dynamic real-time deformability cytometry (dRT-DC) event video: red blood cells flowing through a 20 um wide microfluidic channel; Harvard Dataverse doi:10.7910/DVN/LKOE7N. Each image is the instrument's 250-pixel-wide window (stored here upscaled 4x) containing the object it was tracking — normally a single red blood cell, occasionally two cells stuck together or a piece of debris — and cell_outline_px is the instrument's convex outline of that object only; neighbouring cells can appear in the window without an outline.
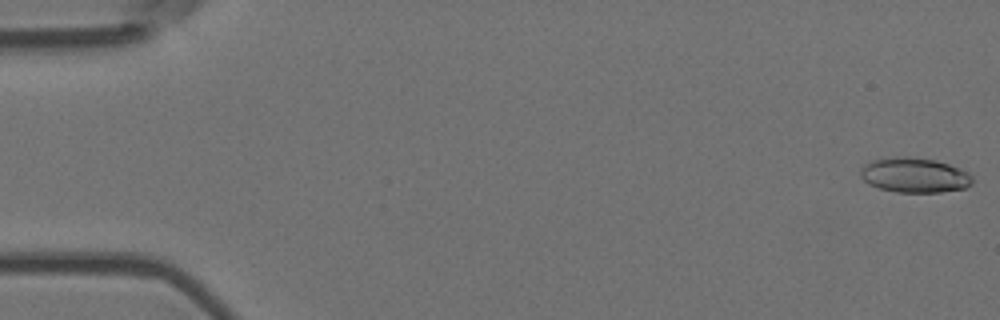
{"species": "Egyptian fruit bat (a non-hibernating species)", "species_latin": "Rousettus aegyptiacus", "temperature_condition": "room temperature", "stored_images_in_passage": 48, "camera_frame_rate_fps": 3000, "um_per_image_px": 0.085, "animal": {"sex": "female"}, "frame": {"image": 1, "passage_image": 1, "time_ms": 0.0, "image_size_px": [1000, 320], "cell_outline_px": [[972, 184], [964, 188], [940, 192], [896, 192], [880, 188], [868, 184], [860, 176], [860, 168], [872, 160], [896, 156], [908, 156], [936, 160], [960, 168], [968, 172], [972, 176]], "centroid_in_image_um": [77.72, 14.88], "position_along_channel_um": 7.3, "area_um2": 22.83}}
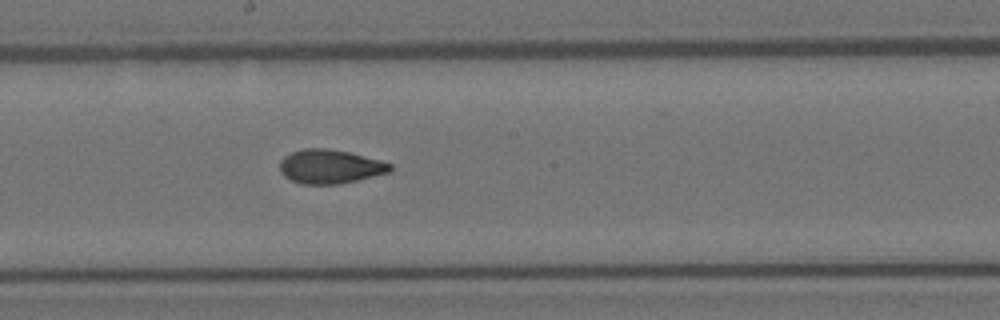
{"frame": {"image": 2, "passage_image": 30, "time_ms": 9.667, "image_size_px": [1000, 320], "cell_outline_px": [[392, 168], [388, 172], [340, 184], [300, 184], [284, 176], [280, 172], [280, 160], [284, 156], [292, 152], [304, 148], [328, 148], [348, 152], [380, 160], [392, 164]], "centroid_in_image_um": [28.01, 14.15], "position_along_channel_um": 220.2, "area_um2": 21.73}}
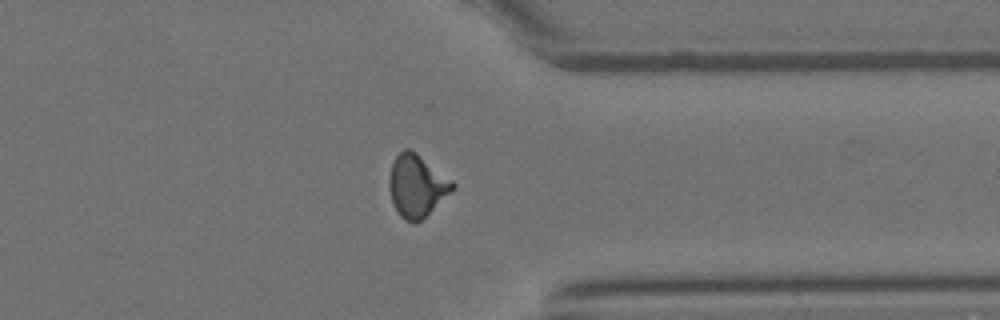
{"frame": {"image": 3, "passage_image": 43, "time_ms": 14.0, "image_size_px": [1000, 320], "cell_outline_px": [[456, 188], [416, 224], [404, 220], [400, 216], [392, 204], [388, 188], [388, 180], [392, 160], [404, 148], [408, 148], [416, 152], [452, 180], [456, 184]], "centroid_in_image_um": [35.4, 15.79], "position_along_channel_um": 376.0, "area_um2": 23.24}}